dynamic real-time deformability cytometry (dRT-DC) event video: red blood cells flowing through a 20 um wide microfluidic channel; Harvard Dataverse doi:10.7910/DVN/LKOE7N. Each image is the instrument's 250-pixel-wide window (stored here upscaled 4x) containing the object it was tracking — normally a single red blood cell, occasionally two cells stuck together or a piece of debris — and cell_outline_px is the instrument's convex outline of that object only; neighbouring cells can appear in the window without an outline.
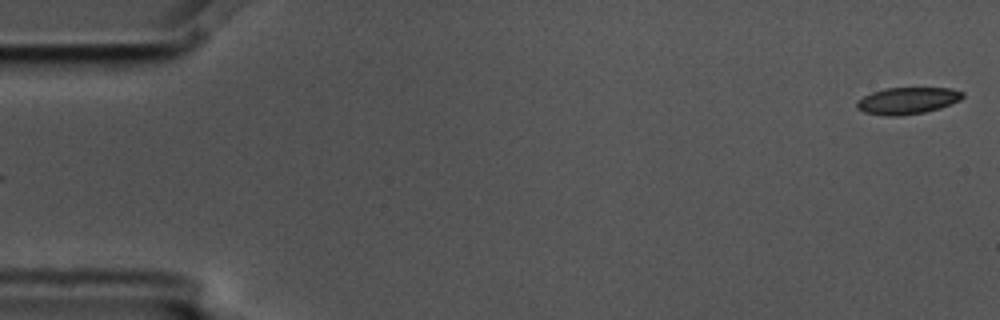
{"species": "common noctule bat (a hibernating species)", "species_latin": "Nyctalus noctula", "temperature_condition": "cold", "stored_images_in_passage": 6, "camera_frame_rate_fps": 3000, "um_per_image_px": 0.085, "animal": {"sex": "male", "body_mass_g": 17.5, "forearm_length_mm": 52.3}, "frame": {"image": 1, "passage_image": 6, "time_ms": 1.667, "image_size_px": [1000, 320], "cell_outline_px": [[964, 96], [960, 100], [940, 108], [924, 112], [900, 116], [888, 116], [864, 112], [856, 108], [856, 100], [872, 92], [884, 88], [952, 88], [964, 92]], "centroid_in_image_um": [77.12, 8.55], "position_along_channel_um": 7.9, "area_um2": 16.59}}